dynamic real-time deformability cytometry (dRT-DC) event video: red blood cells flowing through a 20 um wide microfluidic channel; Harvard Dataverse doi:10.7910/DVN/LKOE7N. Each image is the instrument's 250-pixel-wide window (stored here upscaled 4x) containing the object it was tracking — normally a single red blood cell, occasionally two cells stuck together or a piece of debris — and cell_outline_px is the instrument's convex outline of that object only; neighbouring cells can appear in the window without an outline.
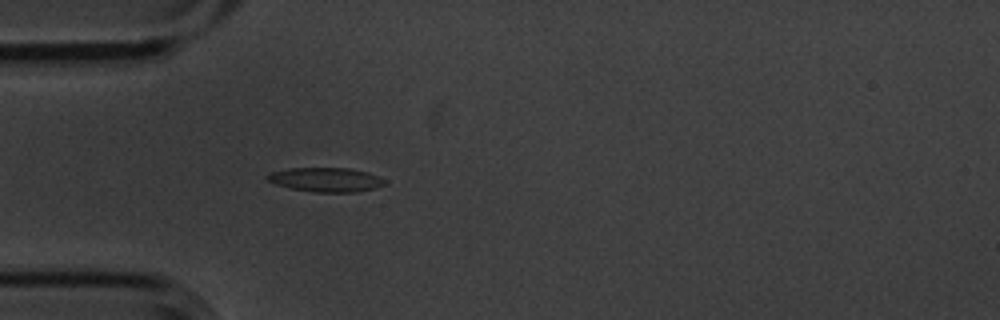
{"species": "common noctule bat (a hibernating species)", "species_latin": "Nyctalus noctula", "temperature_condition": "cold", "stored_images_in_passage": 4, "camera_frame_rate_fps": 3000, "um_per_image_px": 0.085, "animal": {"sex": "male", "body_mass_g": 20.1, "forearm_length_mm": 53.5}, "frame": {"image": 1, "passage_image": 4, "time_ms": 1.0, "image_size_px": [1000, 320], "cell_outline_px": [[388, 184], [356, 192], [316, 192], [288, 188], [276, 184], [268, 180], [264, 176], [268, 172], [288, 168], [348, 168], [368, 172], [388, 180]], "centroid_in_image_um": [27.69, 15.26], "position_along_channel_um": 57.3, "area_um2": 16.76}}